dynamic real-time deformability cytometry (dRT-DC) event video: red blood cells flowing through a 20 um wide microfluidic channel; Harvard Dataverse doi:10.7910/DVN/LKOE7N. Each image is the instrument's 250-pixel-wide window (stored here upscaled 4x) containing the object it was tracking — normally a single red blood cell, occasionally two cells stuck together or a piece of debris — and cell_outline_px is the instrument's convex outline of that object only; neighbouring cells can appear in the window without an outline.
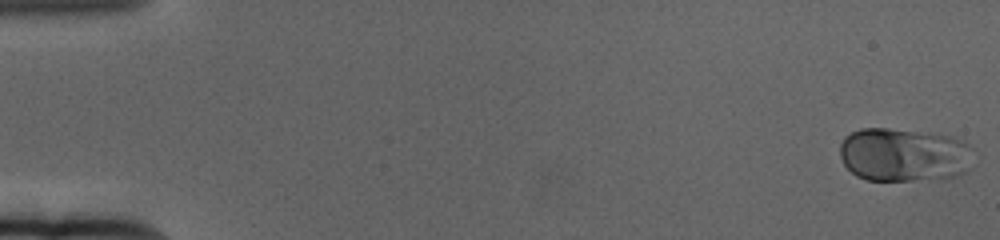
{"species": "human", "species_latin": "Homo sapiens", "temperature_condition": "cold", "stored_images_in_passage": 61, "camera_frame_rate_fps": 3000, "um_per_image_px": 0.085, "donor": {"sex": "female"}, "frame": {"image": 1, "passage_image": 1, "time_ms": 0.0, "image_size_px": [1000, 240], "cell_outline_px": [[976, 164], [968, 172], [948, 180], [868, 180], [856, 176], [844, 164], [840, 156], [840, 144], [844, 136], [860, 128], [888, 128], [952, 136], [964, 140], [972, 148]], "centroid_in_image_um": [76.94, 13.18], "position_along_channel_um": 8.1, "area_um2": 42.95}}
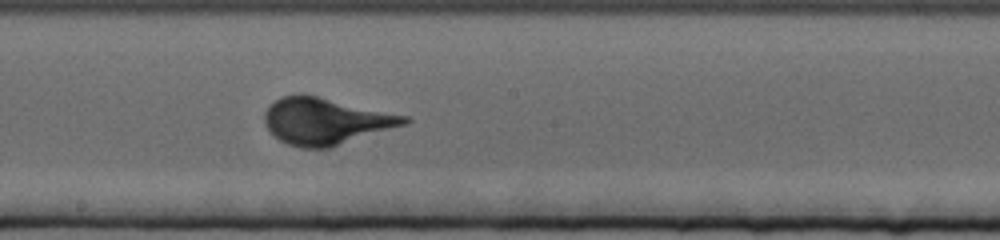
{"frame": {"image": 2, "passage_image": 34, "time_ms": 11.0, "image_size_px": [1000, 240], "cell_outline_px": [[412, 120], [408, 124], [332, 148], [300, 148], [288, 144], [280, 140], [264, 124], [264, 112], [268, 104], [280, 96], [300, 92], [408, 116]], "centroid_in_image_um": [27.68, 10.29], "position_along_channel_um": 220.5, "area_um2": 38.61}}
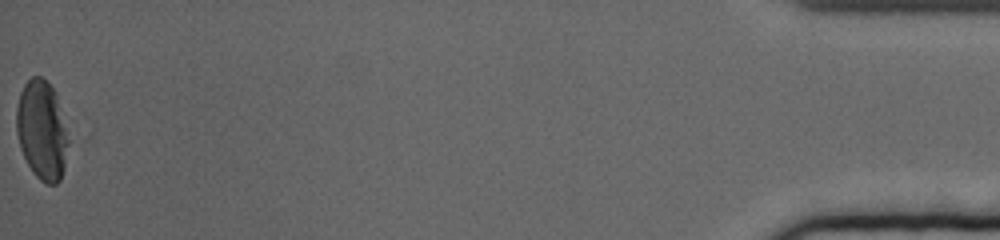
{"frame": {"image": 3, "passage_image": 61, "time_ms": 20.0, "image_size_px": [1000, 240], "cell_outline_px": [[68, 144], [64, 168], [60, 180], [56, 184], [48, 184], [40, 180], [32, 172], [20, 148], [16, 132], [16, 108], [20, 92], [24, 84], [32, 76], [40, 76], [56, 92], [68, 140]], "centroid_in_image_um": [3.54, 11.07], "position_along_channel_um": 431.7, "area_um2": 29.82}}